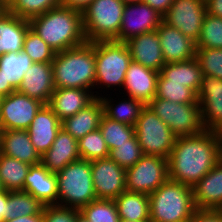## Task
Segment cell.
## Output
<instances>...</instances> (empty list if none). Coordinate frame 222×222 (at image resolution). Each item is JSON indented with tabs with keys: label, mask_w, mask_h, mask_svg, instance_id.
I'll return each instance as SVG.
<instances>
[{
	"label": "cell",
	"mask_w": 222,
	"mask_h": 222,
	"mask_svg": "<svg viewBox=\"0 0 222 222\" xmlns=\"http://www.w3.org/2000/svg\"><path fill=\"white\" fill-rule=\"evenodd\" d=\"M134 129L144 155L169 158L177 136L148 105L142 109Z\"/></svg>",
	"instance_id": "ba28073f"
},
{
	"label": "cell",
	"mask_w": 222,
	"mask_h": 222,
	"mask_svg": "<svg viewBox=\"0 0 222 222\" xmlns=\"http://www.w3.org/2000/svg\"><path fill=\"white\" fill-rule=\"evenodd\" d=\"M93 0H60V5L82 12Z\"/></svg>",
	"instance_id": "bcb514c9"
},
{
	"label": "cell",
	"mask_w": 222,
	"mask_h": 222,
	"mask_svg": "<svg viewBox=\"0 0 222 222\" xmlns=\"http://www.w3.org/2000/svg\"><path fill=\"white\" fill-rule=\"evenodd\" d=\"M125 43L129 48L132 61L158 72L166 64L156 30L135 36Z\"/></svg>",
	"instance_id": "7402d4cb"
},
{
	"label": "cell",
	"mask_w": 222,
	"mask_h": 222,
	"mask_svg": "<svg viewBox=\"0 0 222 222\" xmlns=\"http://www.w3.org/2000/svg\"><path fill=\"white\" fill-rule=\"evenodd\" d=\"M95 92L97 94L94 95ZM95 92L83 88H55L47 105L63 121L99 97L100 93Z\"/></svg>",
	"instance_id": "44dd1931"
},
{
	"label": "cell",
	"mask_w": 222,
	"mask_h": 222,
	"mask_svg": "<svg viewBox=\"0 0 222 222\" xmlns=\"http://www.w3.org/2000/svg\"><path fill=\"white\" fill-rule=\"evenodd\" d=\"M16 91L11 84H6L5 77L3 76L2 72L0 71V95L5 97L11 93Z\"/></svg>",
	"instance_id": "f907efd6"
},
{
	"label": "cell",
	"mask_w": 222,
	"mask_h": 222,
	"mask_svg": "<svg viewBox=\"0 0 222 222\" xmlns=\"http://www.w3.org/2000/svg\"><path fill=\"white\" fill-rule=\"evenodd\" d=\"M54 89L52 63L33 62L17 91L48 104Z\"/></svg>",
	"instance_id": "ac0fdd59"
},
{
	"label": "cell",
	"mask_w": 222,
	"mask_h": 222,
	"mask_svg": "<svg viewBox=\"0 0 222 222\" xmlns=\"http://www.w3.org/2000/svg\"><path fill=\"white\" fill-rule=\"evenodd\" d=\"M43 208L44 204L25 191H8L5 219L42 214Z\"/></svg>",
	"instance_id": "d6a6232c"
},
{
	"label": "cell",
	"mask_w": 222,
	"mask_h": 222,
	"mask_svg": "<svg viewBox=\"0 0 222 222\" xmlns=\"http://www.w3.org/2000/svg\"><path fill=\"white\" fill-rule=\"evenodd\" d=\"M148 196L150 222H187L197 210L192 187L170 179Z\"/></svg>",
	"instance_id": "277c9868"
},
{
	"label": "cell",
	"mask_w": 222,
	"mask_h": 222,
	"mask_svg": "<svg viewBox=\"0 0 222 222\" xmlns=\"http://www.w3.org/2000/svg\"><path fill=\"white\" fill-rule=\"evenodd\" d=\"M32 64L30 56L24 51L8 52L0 56V71L5 77L6 84H11L15 90L20 86L24 73Z\"/></svg>",
	"instance_id": "1f68e13d"
},
{
	"label": "cell",
	"mask_w": 222,
	"mask_h": 222,
	"mask_svg": "<svg viewBox=\"0 0 222 222\" xmlns=\"http://www.w3.org/2000/svg\"><path fill=\"white\" fill-rule=\"evenodd\" d=\"M219 132L180 136L168 158L169 179L193 187L219 162Z\"/></svg>",
	"instance_id": "6da1fadb"
},
{
	"label": "cell",
	"mask_w": 222,
	"mask_h": 222,
	"mask_svg": "<svg viewBox=\"0 0 222 222\" xmlns=\"http://www.w3.org/2000/svg\"><path fill=\"white\" fill-rule=\"evenodd\" d=\"M76 222H90L84 215H82L81 213H79L77 215V219Z\"/></svg>",
	"instance_id": "f5cc1de1"
},
{
	"label": "cell",
	"mask_w": 222,
	"mask_h": 222,
	"mask_svg": "<svg viewBox=\"0 0 222 222\" xmlns=\"http://www.w3.org/2000/svg\"><path fill=\"white\" fill-rule=\"evenodd\" d=\"M190 222H222V210L197 209Z\"/></svg>",
	"instance_id": "ee69618b"
},
{
	"label": "cell",
	"mask_w": 222,
	"mask_h": 222,
	"mask_svg": "<svg viewBox=\"0 0 222 222\" xmlns=\"http://www.w3.org/2000/svg\"><path fill=\"white\" fill-rule=\"evenodd\" d=\"M219 163L222 165V132H219Z\"/></svg>",
	"instance_id": "816d5d0a"
},
{
	"label": "cell",
	"mask_w": 222,
	"mask_h": 222,
	"mask_svg": "<svg viewBox=\"0 0 222 222\" xmlns=\"http://www.w3.org/2000/svg\"><path fill=\"white\" fill-rule=\"evenodd\" d=\"M7 201L8 191L5 189L0 190V222H4L7 217Z\"/></svg>",
	"instance_id": "c3c4849f"
},
{
	"label": "cell",
	"mask_w": 222,
	"mask_h": 222,
	"mask_svg": "<svg viewBox=\"0 0 222 222\" xmlns=\"http://www.w3.org/2000/svg\"><path fill=\"white\" fill-rule=\"evenodd\" d=\"M144 155L136 134L128 139V143L117 145L109 151V157L125 170L132 167Z\"/></svg>",
	"instance_id": "60d3db41"
},
{
	"label": "cell",
	"mask_w": 222,
	"mask_h": 222,
	"mask_svg": "<svg viewBox=\"0 0 222 222\" xmlns=\"http://www.w3.org/2000/svg\"><path fill=\"white\" fill-rule=\"evenodd\" d=\"M196 48L222 49V18L206 13Z\"/></svg>",
	"instance_id": "ab89813d"
},
{
	"label": "cell",
	"mask_w": 222,
	"mask_h": 222,
	"mask_svg": "<svg viewBox=\"0 0 222 222\" xmlns=\"http://www.w3.org/2000/svg\"><path fill=\"white\" fill-rule=\"evenodd\" d=\"M99 130L109 151L115 149L117 145L128 143V139L135 135L133 126L112 120L105 114L102 115L100 120Z\"/></svg>",
	"instance_id": "e575fe53"
},
{
	"label": "cell",
	"mask_w": 222,
	"mask_h": 222,
	"mask_svg": "<svg viewBox=\"0 0 222 222\" xmlns=\"http://www.w3.org/2000/svg\"><path fill=\"white\" fill-rule=\"evenodd\" d=\"M156 98L167 99L175 103H198L197 93L183 83L170 82L160 72L157 80Z\"/></svg>",
	"instance_id": "d590c367"
},
{
	"label": "cell",
	"mask_w": 222,
	"mask_h": 222,
	"mask_svg": "<svg viewBox=\"0 0 222 222\" xmlns=\"http://www.w3.org/2000/svg\"><path fill=\"white\" fill-rule=\"evenodd\" d=\"M120 222H136V221H128V220L120 219ZM140 222H150V221H140Z\"/></svg>",
	"instance_id": "11a10c76"
},
{
	"label": "cell",
	"mask_w": 222,
	"mask_h": 222,
	"mask_svg": "<svg viewBox=\"0 0 222 222\" xmlns=\"http://www.w3.org/2000/svg\"><path fill=\"white\" fill-rule=\"evenodd\" d=\"M60 5V0H7L2 6L11 14L30 20Z\"/></svg>",
	"instance_id": "836d02e7"
},
{
	"label": "cell",
	"mask_w": 222,
	"mask_h": 222,
	"mask_svg": "<svg viewBox=\"0 0 222 222\" xmlns=\"http://www.w3.org/2000/svg\"><path fill=\"white\" fill-rule=\"evenodd\" d=\"M173 2L174 0H143V3L149 5L162 16L167 13Z\"/></svg>",
	"instance_id": "f6af8a7d"
},
{
	"label": "cell",
	"mask_w": 222,
	"mask_h": 222,
	"mask_svg": "<svg viewBox=\"0 0 222 222\" xmlns=\"http://www.w3.org/2000/svg\"><path fill=\"white\" fill-rule=\"evenodd\" d=\"M31 165L0 154V181L7 191H24V181Z\"/></svg>",
	"instance_id": "4dcf8cb0"
},
{
	"label": "cell",
	"mask_w": 222,
	"mask_h": 222,
	"mask_svg": "<svg viewBox=\"0 0 222 222\" xmlns=\"http://www.w3.org/2000/svg\"><path fill=\"white\" fill-rule=\"evenodd\" d=\"M0 154L16 158L29 165L41 163L27 130H0Z\"/></svg>",
	"instance_id": "d4e9b609"
},
{
	"label": "cell",
	"mask_w": 222,
	"mask_h": 222,
	"mask_svg": "<svg viewBox=\"0 0 222 222\" xmlns=\"http://www.w3.org/2000/svg\"><path fill=\"white\" fill-rule=\"evenodd\" d=\"M114 201L120 219L136 222L150 221L147 194L124 191Z\"/></svg>",
	"instance_id": "f1b7e54d"
},
{
	"label": "cell",
	"mask_w": 222,
	"mask_h": 222,
	"mask_svg": "<svg viewBox=\"0 0 222 222\" xmlns=\"http://www.w3.org/2000/svg\"><path fill=\"white\" fill-rule=\"evenodd\" d=\"M77 142L82 160L93 161L109 157V149L99 128L89 132Z\"/></svg>",
	"instance_id": "8d00e7d4"
},
{
	"label": "cell",
	"mask_w": 222,
	"mask_h": 222,
	"mask_svg": "<svg viewBox=\"0 0 222 222\" xmlns=\"http://www.w3.org/2000/svg\"><path fill=\"white\" fill-rule=\"evenodd\" d=\"M193 201L199 210H222V165L218 162L193 187Z\"/></svg>",
	"instance_id": "ffe728a7"
},
{
	"label": "cell",
	"mask_w": 222,
	"mask_h": 222,
	"mask_svg": "<svg viewBox=\"0 0 222 222\" xmlns=\"http://www.w3.org/2000/svg\"><path fill=\"white\" fill-rule=\"evenodd\" d=\"M206 13L205 0H174L163 21L197 42Z\"/></svg>",
	"instance_id": "7c38bea8"
},
{
	"label": "cell",
	"mask_w": 222,
	"mask_h": 222,
	"mask_svg": "<svg viewBox=\"0 0 222 222\" xmlns=\"http://www.w3.org/2000/svg\"><path fill=\"white\" fill-rule=\"evenodd\" d=\"M162 21L163 16L143 2L127 4L119 30V42H126L143 33L153 32Z\"/></svg>",
	"instance_id": "5bb4252c"
},
{
	"label": "cell",
	"mask_w": 222,
	"mask_h": 222,
	"mask_svg": "<svg viewBox=\"0 0 222 222\" xmlns=\"http://www.w3.org/2000/svg\"><path fill=\"white\" fill-rule=\"evenodd\" d=\"M208 14L222 18V0H205Z\"/></svg>",
	"instance_id": "7dc6e473"
},
{
	"label": "cell",
	"mask_w": 222,
	"mask_h": 222,
	"mask_svg": "<svg viewBox=\"0 0 222 222\" xmlns=\"http://www.w3.org/2000/svg\"><path fill=\"white\" fill-rule=\"evenodd\" d=\"M121 1H122L125 5L143 2V0H121Z\"/></svg>",
	"instance_id": "db71d44e"
},
{
	"label": "cell",
	"mask_w": 222,
	"mask_h": 222,
	"mask_svg": "<svg viewBox=\"0 0 222 222\" xmlns=\"http://www.w3.org/2000/svg\"><path fill=\"white\" fill-rule=\"evenodd\" d=\"M125 4L121 0H93L82 11V26L86 42H119V30Z\"/></svg>",
	"instance_id": "8992f818"
},
{
	"label": "cell",
	"mask_w": 222,
	"mask_h": 222,
	"mask_svg": "<svg viewBox=\"0 0 222 222\" xmlns=\"http://www.w3.org/2000/svg\"><path fill=\"white\" fill-rule=\"evenodd\" d=\"M165 63L185 62L196 56V42L164 21L156 29Z\"/></svg>",
	"instance_id": "2e32d148"
},
{
	"label": "cell",
	"mask_w": 222,
	"mask_h": 222,
	"mask_svg": "<svg viewBox=\"0 0 222 222\" xmlns=\"http://www.w3.org/2000/svg\"><path fill=\"white\" fill-rule=\"evenodd\" d=\"M7 0H0L1 4L3 5Z\"/></svg>",
	"instance_id": "9f6ffc18"
},
{
	"label": "cell",
	"mask_w": 222,
	"mask_h": 222,
	"mask_svg": "<svg viewBox=\"0 0 222 222\" xmlns=\"http://www.w3.org/2000/svg\"><path fill=\"white\" fill-rule=\"evenodd\" d=\"M195 58L203 75L222 79V49L196 48Z\"/></svg>",
	"instance_id": "b9f144b4"
},
{
	"label": "cell",
	"mask_w": 222,
	"mask_h": 222,
	"mask_svg": "<svg viewBox=\"0 0 222 222\" xmlns=\"http://www.w3.org/2000/svg\"><path fill=\"white\" fill-rule=\"evenodd\" d=\"M40 100L18 92L2 97L0 130H27L40 108Z\"/></svg>",
	"instance_id": "8fae6325"
},
{
	"label": "cell",
	"mask_w": 222,
	"mask_h": 222,
	"mask_svg": "<svg viewBox=\"0 0 222 222\" xmlns=\"http://www.w3.org/2000/svg\"><path fill=\"white\" fill-rule=\"evenodd\" d=\"M132 61L129 48L125 42L96 41L95 63L96 79L95 89L111 86L123 88L125 73ZM101 86V87H99Z\"/></svg>",
	"instance_id": "52a82bcc"
},
{
	"label": "cell",
	"mask_w": 222,
	"mask_h": 222,
	"mask_svg": "<svg viewBox=\"0 0 222 222\" xmlns=\"http://www.w3.org/2000/svg\"><path fill=\"white\" fill-rule=\"evenodd\" d=\"M23 51L33 62L52 63L56 52L31 28L24 37Z\"/></svg>",
	"instance_id": "f35d334b"
},
{
	"label": "cell",
	"mask_w": 222,
	"mask_h": 222,
	"mask_svg": "<svg viewBox=\"0 0 222 222\" xmlns=\"http://www.w3.org/2000/svg\"><path fill=\"white\" fill-rule=\"evenodd\" d=\"M80 210L65 206L45 205L42 210L43 222H76Z\"/></svg>",
	"instance_id": "7bdbcfd3"
},
{
	"label": "cell",
	"mask_w": 222,
	"mask_h": 222,
	"mask_svg": "<svg viewBox=\"0 0 222 222\" xmlns=\"http://www.w3.org/2000/svg\"><path fill=\"white\" fill-rule=\"evenodd\" d=\"M158 77V71L131 61L125 73L123 89L128 97L148 105L156 97Z\"/></svg>",
	"instance_id": "e0dca14e"
},
{
	"label": "cell",
	"mask_w": 222,
	"mask_h": 222,
	"mask_svg": "<svg viewBox=\"0 0 222 222\" xmlns=\"http://www.w3.org/2000/svg\"><path fill=\"white\" fill-rule=\"evenodd\" d=\"M57 205L81 210L97 199L91 171V161L78 160L69 163L56 173Z\"/></svg>",
	"instance_id": "5b68a950"
},
{
	"label": "cell",
	"mask_w": 222,
	"mask_h": 222,
	"mask_svg": "<svg viewBox=\"0 0 222 222\" xmlns=\"http://www.w3.org/2000/svg\"><path fill=\"white\" fill-rule=\"evenodd\" d=\"M52 70L55 88L93 90L96 79L95 42L56 52Z\"/></svg>",
	"instance_id": "3957f363"
},
{
	"label": "cell",
	"mask_w": 222,
	"mask_h": 222,
	"mask_svg": "<svg viewBox=\"0 0 222 222\" xmlns=\"http://www.w3.org/2000/svg\"><path fill=\"white\" fill-rule=\"evenodd\" d=\"M3 189V187H2V184H1V181H0V190H2Z\"/></svg>",
	"instance_id": "6f0895ef"
},
{
	"label": "cell",
	"mask_w": 222,
	"mask_h": 222,
	"mask_svg": "<svg viewBox=\"0 0 222 222\" xmlns=\"http://www.w3.org/2000/svg\"><path fill=\"white\" fill-rule=\"evenodd\" d=\"M30 28L55 52L80 46L86 42L82 12L57 6L29 20Z\"/></svg>",
	"instance_id": "7a4b0ae2"
},
{
	"label": "cell",
	"mask_w": 222,
	"mask_h": 222,
	"mask_svg": "<svg viewBox=\"0 0 222 222\" xmlns=\"http://www.w3.org/2000/svg\"><path fill=\"white\" fill-rule=\"evenodd\" d=\"M80 159L77 140L61 128L51 147L41 156V163L50 172L57 173Z\"/></svg>",
	"instance_id": "cb8c5ba5"
},
{
	"label": "cell",
	"mask_w": 222,
	"mask_h": 222,
	"mask_svg": "<svg viewBox=\"0 0 222 222\" xmlns=\"http://www.w3.org/2000/svg\"><path fill=\"white\" fill-rule=\"evenodd\" d=\"M197 99L205 130L222 132V79L203 75Z\"/></svg>",
	"instance_id": "9a60e30c"
},
{
	"label": "cell",
	"mask_w": 222,
	"mask_h": 222,
	"mask_svg": "<svg viewBox=\"0 0 222 222\" xmlns=\"http://www.w3.org/2000/svg\"><path fill=\"white\" fill-rule=\"evenodd\" d=\"M148 106L177 137L197 135L205 130L199 103H175L155 97Z\"/></svg>",
	"instance_id": "9c48e42d"
},
{
	"label": "cell",
	"mask_w": 222,
	"mask_h": 222,
	"mask_svg": "<svg viewBox=\"0 0 222 222\" xmlns=\"http://www.w3.org/2000/svg\"><path fill=\"white\" fill-rule=\"evenodd\" d=\"M160 73L170 82L183 83L198 93L202 83V70L196 58L185 62L166 63Z\"/></svg>",
	"instance_id": "83f0119b"
},
{
	"label": "cell",
	"mask_w": 222,
	"mask_h": 222,
	"mask_svg": "<svg viewBox=\"0 0 222 222\" xmlns=\"http://www.w3.org/2000/svg\"><path fill=\"white\" fill-rule=\"evenodd\" d=\"M61 128L62 121L47 104H44L27 129L30 140L40 156L51 147Z\"/></svg>",
	"instance_id": "d6986e66"
},
{
	"label": "cell",
	"mask_w": 222,
	"mask_h": 222,
	"mask_svg": "<svg viewBox=\"0 0 222 222\" xmlns=\"http://www.w3.org/2000/svg\"><path fill=\"white\" fill-rule=\"evenodd\" d=\"M4 222H43L42 214L6 219Z\"/></svg>",
	"instance_id": "681fc988"
},
{
	"label": "cell",
	"mask_w": 222,
	"mask_h": 222,
	"mask_svg": "<svg viewBox=\"0 0 222 222\" xmlns=\"http://www.w3.org/2000/svg\"><path fill=\"white\" fill-rule=\"evenodd\" d=\"M80 213L90 222H120L114 200L97 198L85 205Z\"/></svg>",
	"instance_id": "74e56055"
},
{
	"label": "cell",
	"mask_w": 222,
	"mask_h": 222,
	"mask_svg": "<svg viewBox=\"0 0 222 222\" xmlns=\"http://www.w3.org/2000/svg\"><path fill=\"white\" fill-rule=\"evenodd\" d=\"M93 186L98 199L115 200L126 189V170L110 157L91 161Z\"/></svg>",
	"instance_id": "4fadbf2b"
},
{
	"label": "cell",
	"mask_w": 222,
	"mask_h": 222,
	"mask_svg": "<svg viewBox=\"0 0 222 222\" xmlns=\"http://www.w3.org/2000/svg\"><path fill=\"white\" fill-rule=\"evenodd\" d=\"M30 28L29 20L20 18L0 8V56L23 51L24 37Z\"/></svg>",
	"instance_id": "484cf974"
},
{
	"label": "cell",
	"mask_w": 222,
	"mask_h": 222,
	"mask_svg": "<svg viewBox=\"0 0 222 222\" xmlns=\"http://www.w3.org/2000/svg\"><path fill=\"white\" fill-rule=\"evenodd\" d=\"M169 179L168 159L143 155L126 169V189L129 192L150 195Z\"/></svg>",
	"instance_id": "30bf717a"
},
{
	"label": "cell",
	"mask_w": 222,
	"mask_h": 222,
	"mask_svg": "<svg viewBox=\"0 0 222 222\" xmlns=\"http://www.w3.org/2000/svg\"><path fill=\"white\" fill-rule=\"evenodd\" d=\"M103 114L102 101L99 97H96L89 105L75 115L65 118L62 121V128L78 141L89 132L99 128Z\"/></svg>",
	"instance_id": "4316f807"
},
{
	"label": "cell",
	"mask_w": 222,
	"mask_h": 222,
	"mask_svg": "<svg viewBox=\"0 0 222 222\" xmlns=\"http://www.w3.org/2000/svg\"><path fill=\"white\" fill-rule=\"evenodd\" d=\"M56 173L50 172L42 163L31 165L24 181V191L42 204H57L58 187Z\"/></svg>",
	"instance_id": "603a6c76"
},
{
	"label": "cell",
	"mask_w": 222,
	"mask_h": 222,
	"mask_svg": "<svg viewBox=\"0 0 222 222\" xmlns=\"http://www.w3.org/2000/svg\"><path fill=\"white\" fill-rule=\"evenodd\" d=\"M102 101L104 114L112 120L121 122L130 126H135L137 119L140 116L145 104L142 101L128 97L127 100L123 99L119 104L113 105L114 99L106 96H99Z\"/></svg>",
	"instance_id": "f546056e"
}]
</instances>
